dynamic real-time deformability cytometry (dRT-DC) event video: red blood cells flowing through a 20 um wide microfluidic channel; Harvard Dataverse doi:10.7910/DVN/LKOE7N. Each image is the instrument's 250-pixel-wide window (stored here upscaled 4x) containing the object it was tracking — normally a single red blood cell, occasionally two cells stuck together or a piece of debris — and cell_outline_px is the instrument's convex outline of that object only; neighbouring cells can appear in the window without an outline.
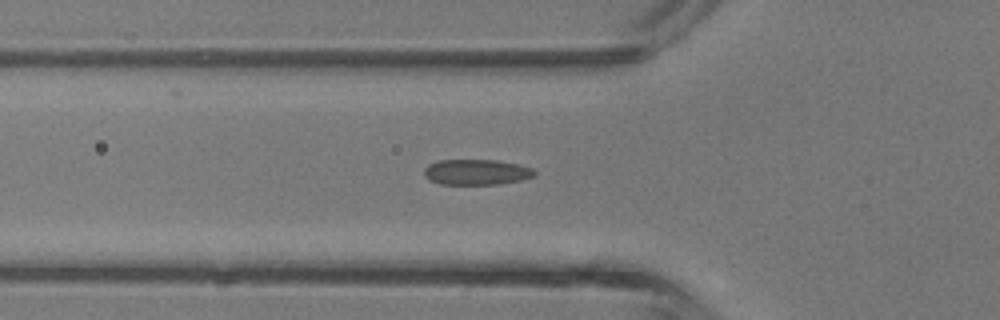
{"species": "common noctule bat (a hibernating species)", "species_latin": "Nyctalus noctula", "temperature_condition": "room temperature", "stored_images_in_passage": 44, "camera_frame_rate_fps": 3000, "um_per_image_px": 0.085, "animal": {"sex": "male", "body_mass_g": 13.3}, "frame": {"image": 1, "passage_image": 15, "time_ms": 4.667, "image_size_px": [1000, 320], "cell_outline_px": [[536, 176], [520, 180], [496, 184], [440, 184], [428, 180], [424, 176], [424, 168], [428, 164], [440, 160], [496, 160], [516, 164], [532, 168], [536, 172]], "centroid_in_image_um": [40.46, 14.63], "position_along_channel_um": 85.3, "area_um2": 16.42}}
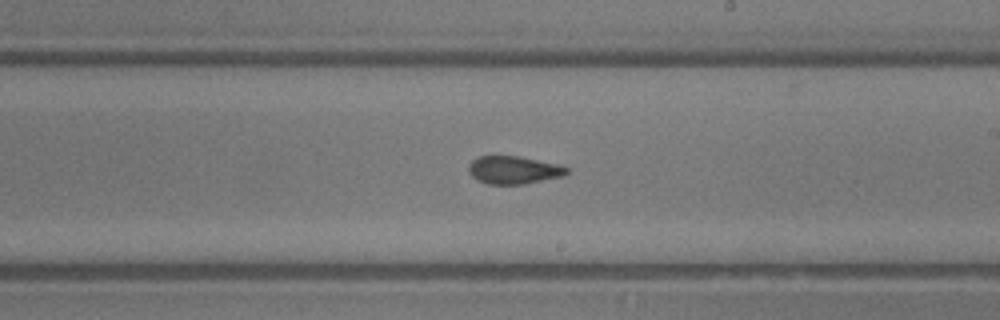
{"frame": {"image": 2, "passage_image": 25, "time_ms": 8.0, "image_size_px": [1000, 320], "cell_outline_px": [[568, 172], [564, 176], [524, 184], [488, 184], [476, 180], [468, 172], [468, 164], [472, 160], [480, 156], [520, 156], [560, 164], [568, 168]], "centroid_in_image_um": [43.66, 14.45], "position_along_channel_um": 245.3, "area_um2": 16.13}}
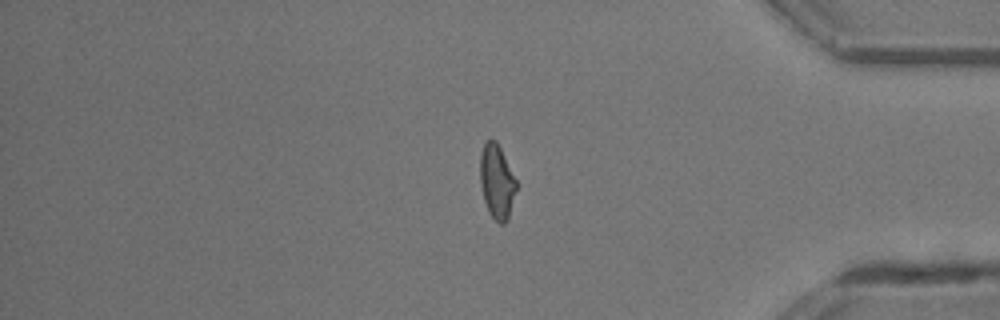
{"frame": {"image": 3, "passage_image": 36, "time_ms": 11.667, "image_size_px": [1000, 320], "cell_outline_px": [[516, 188], [508, 220], [504, 224], [500, 224], [488, 212], [484, 200], [480, 184], [480, 152], [484, 144], [488, 140], [496, 140], [516, 180]], "centroid_in_image_um": [42.21, 15.45], "position_along_channel_um": 393.0, "area_um2": 15.49}, "authors_computed_cell_mechanics": {"area_um2": 16.3863, "velocity_mm_per_s": 4.7705, "shape_relaxation_time_tau1_ms": 5.0337, "shape_relaxation_time_tau2_ms": 1.4121, "deformation_change_tau1": 0.1425, "deformation_change_tau2": 0.0677}}